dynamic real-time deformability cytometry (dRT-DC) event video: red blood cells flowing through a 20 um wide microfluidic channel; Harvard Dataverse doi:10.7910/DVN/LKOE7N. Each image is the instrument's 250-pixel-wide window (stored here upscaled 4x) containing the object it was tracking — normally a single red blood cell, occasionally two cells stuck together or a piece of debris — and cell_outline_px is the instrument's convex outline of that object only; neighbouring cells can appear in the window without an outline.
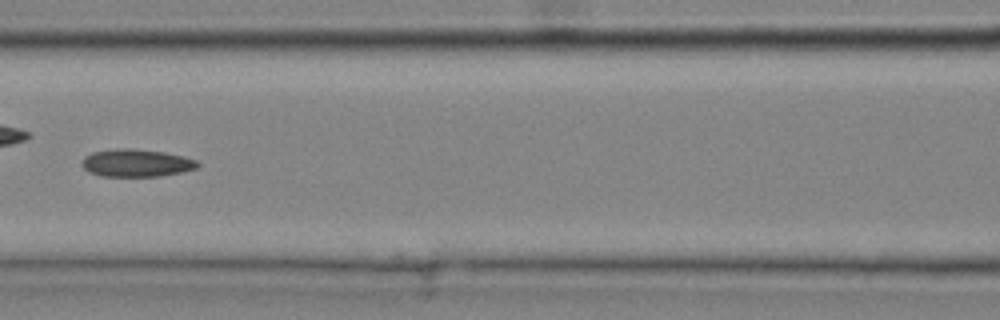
{"species": "common noctule bat (a hibernating species)", "species_latin": "Nyctalus noctula", "temperature_condition": "cold", "stored_images_in_passage": 40, "camera_frame_rate_fps": 3000, "um_per_image_px": 0.085, "animal": {"sex": "male", "body_mass_g": 20.4}, "frame": {"image": 1, "passage_image": 18, "time_ms": 5.667, "image_size_px": [1000, 320], "cell_outline_px": [[200, 164], [196, 168], [180, 172], [160, 176], [100, 176], [88, 172], [80, 164], [84, 156], [92, 152], [120, 148], [128, 148], [164, 152], [184, 156], [196, 160]], "centroid_in_image_um": [11.55, 13.85], "position_along_channel_um": 155.0, "area_um2": 18.61}}
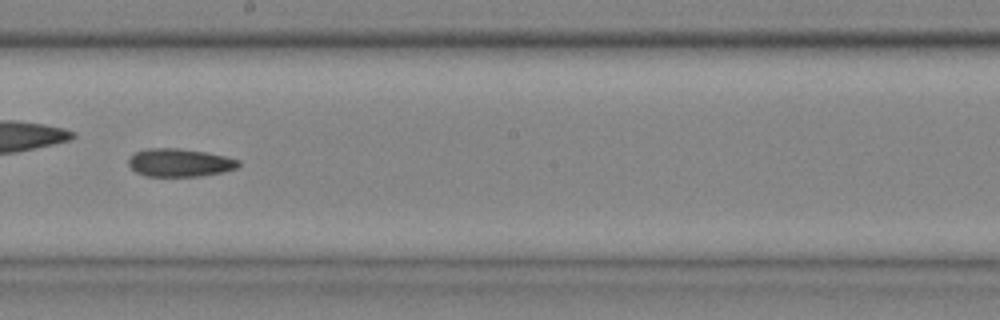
{"frame": {"image": 2, "passage_image": 23, "time_ms": 7.333, "image_size_px": [1000, 320], "cell_outline_px": [[240, 164], [236, 168], [220, 172], [200, 176], [144, 176], [136, 172], [128, 164], [128, 160], [136, 152], [148, 148], [180, 148], [204, 152], [224, 156], [240, 160]], "centroid_in_image_um": [15.25, 13.82], "position_along_channel_um": 232.9, "area_um2": 17.8}}